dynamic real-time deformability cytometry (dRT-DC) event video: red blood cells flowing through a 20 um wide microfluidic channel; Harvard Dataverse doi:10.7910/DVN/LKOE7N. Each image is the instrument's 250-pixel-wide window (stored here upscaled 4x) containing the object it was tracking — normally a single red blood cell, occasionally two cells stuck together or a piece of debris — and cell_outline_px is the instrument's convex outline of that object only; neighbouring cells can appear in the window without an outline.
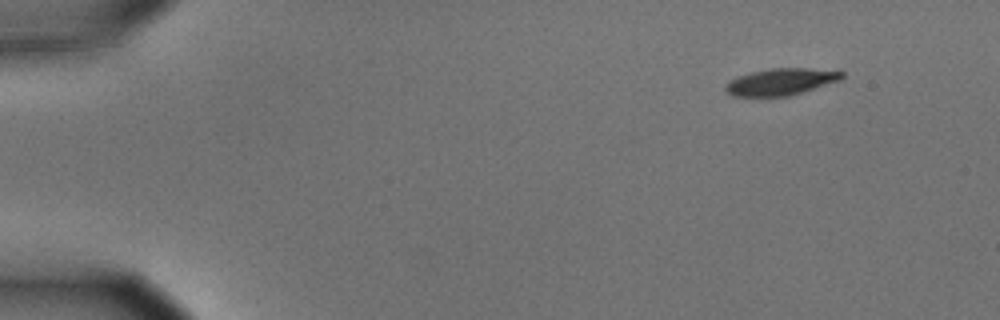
{"species": "common noctule bat (a hibernating species)", "species_latin": "Nyctalus noctula", "temperature_condition": "cold", "stored_images_in_passage": 11, "camera_frame_rate_fps": 3000, "um_per_image_px": 0.085, "animal": {"sex": "male", "body_mass_g": 15.6}, "frame": {"image": 1, "passage_image": 1, "time_ms": 0.0, "image_size_px": [1000, 320], "cell_outline_px": [[844, 76], [840, 80], [788, 96], [732, 96], [724, 88], [732, 80], [740, 76], [752, 72], [772, 68], [840, 68], [844, 72]], "centroid_in_image_um": [66.5, 6.92], "position_along_channel_um": 18.5, "area_um2": 18.15}}